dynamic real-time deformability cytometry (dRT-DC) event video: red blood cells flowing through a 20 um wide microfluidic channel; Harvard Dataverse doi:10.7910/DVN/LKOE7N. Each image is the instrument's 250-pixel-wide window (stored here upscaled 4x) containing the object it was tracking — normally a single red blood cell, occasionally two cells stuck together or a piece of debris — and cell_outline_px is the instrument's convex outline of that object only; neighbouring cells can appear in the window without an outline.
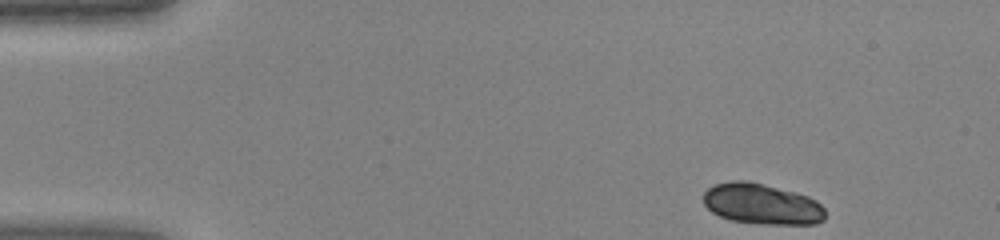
{"species": "human", "species_latin": "Homo sapiens", "temperature_condition": "warm", "stored_images_in_passage": 41, "camera_frame_rate_fps": 3000, "um_per_image_px": 0.085, "donor": {"sex": "female"}, "frame": {"image": 1, "passage_image": 1, "time_ms": 0.0, "image_size_px": [1000, 240], "cell_outline_px": [[824, 220], [816, 224], [760, 224], [732, 220], [720, 216], [712, 212], [704, 204], [704, 192], [708, 188], [716, 184], [732, 180], [748, 180], [796, 192], [808, 196], [816, 200], [824, 208]], "centroid_in_image_um": [64.76, 17.33], "position_along_channel_um": 20.2, "area_um2": 29.02}}
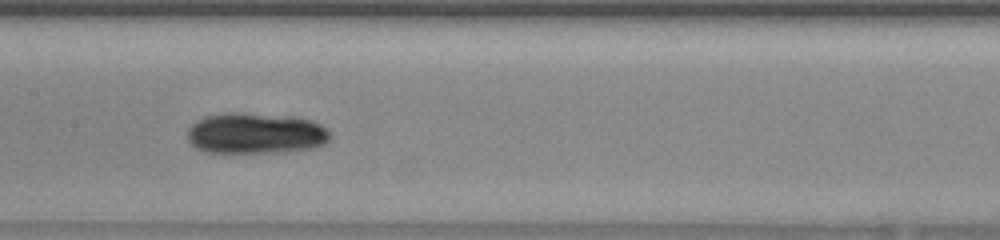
{"frame": {"image": 2, "passage_image": 19, "time_ms": 6.0, "image_size_px": [1000, 240], "cell_outline_px": [[332, 136], [324, 144], [316, 148], [280, 152], [204, 152], [196, 148], [188, 140], [188, 128], [196, 120], [204, 116], [220, 112], [244, 112], [296, 116], [312, 120], [328, 128]], "centroid_in_image_um": [21.75, 11.31], "position_along_channel_um": 185.6, "area_um2": 34.8}}
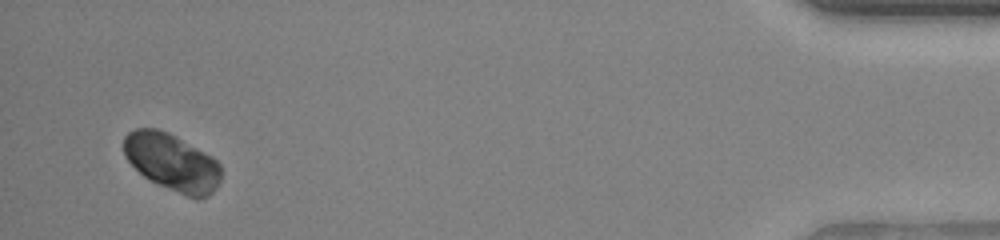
{"frame": {"image": 3, "passage_image": 40, "time_ms": 13.0, "image_size_px": [1000, 240], "cell_outline_px": [[220, 180], [216, 188], [208, 196], [196, 200], [148, 180], [124, 156], [124, 136], [128, 132], [136, 128], [156, 128], [168, 132], [176, 136], [212, 156], [220, 164]], "centroid_in_image_um": [14.63, 13.79], "position_along_channel_um": 420.6, "area_um2": 32.48}}